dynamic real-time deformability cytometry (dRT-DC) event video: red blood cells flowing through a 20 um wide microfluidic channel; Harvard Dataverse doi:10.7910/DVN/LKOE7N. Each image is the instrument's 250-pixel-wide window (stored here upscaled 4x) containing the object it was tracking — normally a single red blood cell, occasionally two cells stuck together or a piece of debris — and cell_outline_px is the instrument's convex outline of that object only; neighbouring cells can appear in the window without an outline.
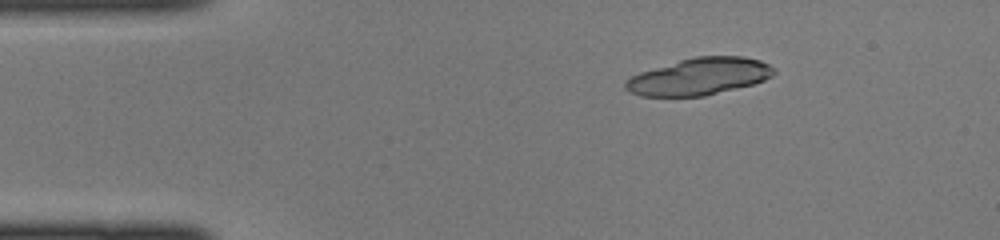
{"species": "common noctule bat (a hibernating species)", "species_latin": "Nyctalus noctula", "temperature_condition": "cold", "stored_images_in_passage": 44, "camera_frame_rate_fps": 3000, "um_per_image_px": 0.085, "animal": {"sex": "female", "body_mass_g": 22.0, "forearm_length_mm": 56.7}, "frame": {"image": 1, "passage_image": 7, "time_ms": 2.0, "image_size_px": [1000, 240], "cell_outline_px": [[776, 72], [772, 76], [764, 80], [752, 84], [704, 96], [640, 96], [624, 88], [624, 84], [632, 76], [640, 72], [680, 60], [696, 56], [744, 56], [760, 60], [776, 68]], "centroid_in_image_um": [59.47, 6.49], "position_along_channel_um": 25.5, "area_um2": 31.79}}